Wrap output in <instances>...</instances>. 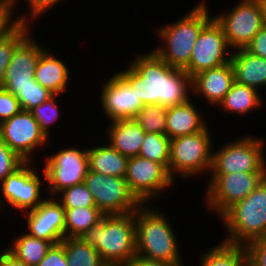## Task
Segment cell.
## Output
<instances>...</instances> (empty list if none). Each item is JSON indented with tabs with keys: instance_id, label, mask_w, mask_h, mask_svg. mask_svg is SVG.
<instances>
[{
	"instance_id": "cell-1",
	"label": "cell",
	"mask_w": 266,
	"mask_h": 266,
	"mask_svg": "<svg viewBox=\"0 0 266 266\" xmlns=\"http://www.w3.org/2000/svg\"><path fill=\"white\" fill-rule=\"evenodd\" d=\"M125 71L117 72L137 94L143 105L170 107L190 99L192 78L184 69L174 68L154 51L136 55Z\"/></svg>"
},
{
	"instance_id": "cell-21",
	"label": "cell",
	"mask_w": 266,
	"mask_h": 266,
	"mask_svg": "<svg viewBox=\"0 0 266 266\" xmlns=\"http://www.w3.org/2000/svg\"><path fill=\"white\" fill-rule=\"evenodd\" d=\"M196 104L187 102L167 107L166 135L169 139L200 132L207 127Z\"/></svg>"
},
{
	"instance_id": "cell-19",
	"label": "cell",
	"mask_w": 266,
	"mask_h": 266,
	"mask_svg": "<svg viewBox=\"0 0 266 266\" xmlns=\"http://www.w3.org/2000/svg\"><path fill=\"white\" fill-rule=\"evenodd\" d=\"M234 81V69L230 61L196 74L192 78V92L199 95L197 97L202 95L210 106L218 107Z\"/></svg>"
},
{
	"instance_id": "cell-7",
	"label": "cell",
	"mask_w": 266,
	"mask_h": 266,
	"mask_svg": "<svg viewBox=\"0 0 266 266\" xmlns=\"http://www.w3.org/2000/svg\"><path fill=\"white\" fill-rule=\"evenodd\" d=\"M264 146L262 138L252 135L228 142L213 151L210 173L266 172Z\"/></svg>"
},
{
	"instance_id": "cell-15",
	"label": "cell",
	"mask_w": 266,
	"mask_h": 266,
	"mask_svg": "<svg viewBox=\"0 0 266 266\" xmlns=\"http://www.w3.org/2000/svg\"><path fill=\"white\" fill-rule=\"evenodd\" d=\"M0 139L26 162H33V152L45 147L49 138L30 111L21 110L0 126Z\"/></svg>"
},
{
	"instance_id": "cell-16",
	"label": "cell",
	"mask_w": 266,
	"mask_h": 266,
	"mask_svg": "<svg viewBox=\"0 0 266 266\" xmlns=\"http://www.w3.org/2000/svg\"><path fill=\"white\" fill-rule=\"evenodd\" d=\"M27 36L14 50L6 68L2 88L16 95L19 89L32 84L36 65L45 48Z\"/></svg>"
},
{
	"instance_id": "cell-2",
	"label": "cell",
	"mask_w": 266,
	"mask_h": 266,
	"mask_svg": "<svg viewBox=\"0 0 266 266\" xmlns=\"http://www.w3.org/2000/svg\"><path fill=\"white\" fill-rule=\"evenodd\" d=\"M134 212L105 215L80 238L95 248L107 266H126L136 256Z\"/></svg>"
},
{
	"instance_id": "cell-36",
	"label": "cell",
	"mask_w": 266,
	"mask_h": 266,
	"mask_svg": "<svg viewBox=\"0 0 266 266\" xmlns=\"http://www.w3.org/2000/svg\"><path fill=\"white\" fill-rule=\"evenodd\" d=\"M26 161L0 139V183Z\"/></svg>"
},
{
	"instance_id": "cell-30",
	"label": "cell",
	"mask_w": 266,
	"mask_h": 266,
	"mask_svg": "<svg viewBox=\"0 0 266 266\" xmlns=\"http://www.w3.org/2000/svg\"><path fill=\"white\" fill-rule=\"evenodd\" d=\"M139 156L162 164L167 170L170 161V139L159 133H145Z\"/></svg>"
},
{
	"instance_id": "cell-3",
	"label": "cell",
	"mask_w": 266,
	"mask_h": 266,
	"mask_svg": "<svg viewBox=\"0 0 266 266\" xmlns=\"http://www.w3.org/2000/svg\"><path fill=\"white\" fill-rule=\"evenodd\" d=\"M161 213L148 204H142L134 211L136 255L150 260L182 264L176 233L169 219Z\"/></svg>"
},
{
	"instance_id": "cell-9",
	"label": "cell",
	"mask_w": 266,
	"mask_h": 266,
	"mask_svg": "<svg viewBox=\"0 0 266 266\" xmlns=\"http://www.w3.org/2000/svg\"><path fill=\"white\" fill-rule=\"evenodd\" d=\"M266 177V172L211 174L205 199L208 210L221 216L229 207L243 200Z\"/></svg>"
},
{
	"instance_id": "cell-10",
	"label": "cell",
	"mask_w": 266,
	"mask_h": 266,
	"mask_svg": "<svg viewBox=\"0 0 266 266\" xmlns=\"http://www.w3.org/2000/svg\"><path fill=\"white\" fill-rule=\"evenodd\" d=\"M221 25L232 51L245 48L264 27L259 0H241L228 13L213 16Z\"/></svg>"
},
{
	"instance_id": "cell-13",
	"label": "cell",
	"mask_w": 266,
	"mask_h": 266,
	"mask_svg": "<svg viewBox=\"0 0 266 266\" xmlns=\"http://www.w3.org/2000/svg\"><path fill=\"white\" fill-rule=\"evenodd\" d=\"M125 180L129 190L141 204L158 198L165 188L169 189L171 184H174V180L162 164L139 155L128 159Z\"/></svg>"
},
{
	"instance_id": "cell-23",
	"label": "cell",
	"mask_w": 266,
	"mask_h": 266,
	"mask_svg": "<svg viewBox=\"0 0 266 266\" xmlns=\"http://www.w3.org/2000/svg\"><path fill=\"white\" fill-rule=\"evenodd\" d=\"M231 63L235 82L259 91L266 86V59L249 53L245 48L232 51ZM264 86V87H263Z\"/></svg>"
},
{
	"instance_id": "cell-6",
	"label": "cell",
	"mask_w": 266,
	"mask_h": 266,
	"mask_svg": "<svg viewBox=\"0 0 266 266\" xmlns=\"http://www.w3.org/2000/svg\"><path fill=\"white\" fill-rule=\"evenodd\" d=\"M208 127L200 132L170 139V161L168 173L175 181V175L183 179L210 172L213 144Z\"/></svg>"
},
{
	"instance_id": "cell-46",
	"label": "cell",
	"mask_w": 266,
	"mask_h": 266,
	"mask_svg": "<svg viewBox=\"0 0 266 266\" xmlns=\"http://www.w3.org/2000/svg\"><path fill=\"white\" fill-rule=\"evenodd\" d=\"M13 0H0V2H12Z\"/></svg>"
},
{
	"instance_id": "cell-39",
	"label": "cell",
	"mask_w": 266,
	"mask_h": 266,
	"mask_svg": "<svg viewBox=\"0 0 266 266\" xmlns=\"http://www.w3.org/2000/svg\"><path fill=\"white\" fill-rule=\"evenodd\" d=\"M248 266H266V237L255 239L246 246Z\"/></svg>"
},
{
	"instance_id": "cell-8",
	"label": "cell",
	"mask_w": 266,
	"mask_h": 266,
	"mask_svg": "<svg viewBox=\"0 0 266 266\" xmlns=\"http://www.w3.org/2000/svg\"><path fill=\"white\" fill-rule=\"evenodd\" d=\"M84 184L93 195L96 207L104 215L129 214L142 205L129 190L125 178L88 170Z\"/></svg>"
},
{
	"instance_id": "cell-20",
	"label": "cell",
	"mask_w": 266,
	"mask_h": 266,
	"mask_svg": "<svg viewBox=\"0 0 266 266\" xmlns=\"http://www.w3.org/2000/svg\"><path fill=\"white\" fill-rule=\"evenodd\" d=\"M107 130L108 143L128 158L139 155L145 132L134 118L111 121Z\"/></svg>"
},
{
	"instance_id": "cell-12",
	"label": "cell",
	"mask_w": 266,
	"mask_h": 266,
	"mask_svg": "<svg viewBox=\"0 0 266 266\" xmlns=\"http://www.w3.org/2000/svg\"><path fill=\"white\" fill-rule=\"evenodd\" d=\"M231 54L232 50L227 44L224 31L213 17L202 28L194 44L189 64L184 70L193 78L200 72L230 62Z\"/></svg>"
},
{
	"instance_id": "cell-44",
	"label": "cell",
	"mask_w": 266,
	"mask_h": 266,
	"mask_svg": "<svg viewBox=\"0 0 266 266\" xmlns=\"http://www.w3.org/2000/svg\"><path fill=\"white\" fill-rule=\"evenodd\" d=\"M4 250L0 253V266H27L24 262L12 255L6 248Z\"/></svg>"
},
{
	"instance_id": "cell-34",
	"label": "cell",
	"mask_w": 266,
	"mask_h": 266,
	"mask_svg": "<svg viewBox=\"0 0 266 266\" xmlns=\"http://www.w3.org/2000/svg\"><path fill=\"white\" fill-rule=\"evenodd\" d=\"M52 95V92L45 87H42L33 78L32 84L19 89V92L15 96L18 99L22 110L30 111L34 107L41 105Z\"/></svg>"
},
{
	"instance_id": "cell-28",
	"label": "cell",
	"mask_w": 266,
	"mask_h": 266,
	"mask_svg": "<svg viewBox=\"0 0 266 266\" xmlns=\"http://www.w3.org/2000/svg\"><path fill=\"white\" fill-rule=\"evenodd\" d=\"M65 209V238H80L105 216L97 207Z\"/></svg>"
},
{
	"instance_id": "cell-29",
	"label": "cell",
	"mask_w": 266,
	"mask_h": 266,
	"mask_svg": "<svg viewBox=\"0 0 266 266\" xmlns=\"http://www.w3.org/2000/svg\"><path fill=\"white\" fill-rule=\"evenodd\" d=\"M60 243L64 246L68 266H107L98 251L82 238H64Z\"/></svg>"
},
{
	"instance_id": "cell-42",
	"label": "cell",
	"mask_w": 266,
	"mask_h": 266,
	"mask_svg": "<svg viewBox=\"0 0 266 266\" xmlns=\"http://www.w3.org/2000/svg\"><path fill=\"white\" fill-rule=\"evenodd\" d=\"M245 49L258 57L266 59V27L264 26L245 47Z\"/></svg>"
},
{
	"instance_id": "cell-24",
	"label": "cell",
	"mask_w": 266,
	"mask_h": 266,
	"mask_svg": "<svg viewBox=\"0 0 266 266\" xmlns=\"http://www.w3.org/2000/svg\"><path fill=\"white\" fill-rule=\"evenodd\" d=\"M89 170L114 177L125 178L128 157L116 151L109 143L87 148Z\"/></svg>"
},
{
	"instance_id": "cell-37",
	"label": "cell",
	"mask_w": 266,
	"mask_h": 266,
	"mask_svg": "<svg viewBox=\"0 0 266 266\" xmlns=\"http://www.w3.org/2000/svg\"><path fill=\"white\" fill-rule=\"evenodd\" d=\"M14 7L12 2H0V41L9 36L21 24L19 17L11 19L15 14Z\"/></svg>"
},
{
	"instance_id": "cell-17",
	"label": "cell",
	"mask_w": 266,
	"mask_h": 266,
	"mask_svg": "<svg viewBox=\"0 0 266 266\" xmlns=\"http://www.w3.org/2000/svg\"><path fill=\"white\" fill-rule=\"evenodd\" d=\"M23 216L28 224L29 235L53 244L65 238V209L55 197H48L37 208L25 212V215L23 213Z\"/></svg>"
},
{
	"instance_id": "cell-26",
	"label": "cell",
	"mask_w": 266,
	"mask_h": 266,
	"mask_svg": "<svg viewBox=\"0 0 266 266\" xmlns=\"http://www.w3.org/2000/svg\"><path fill=\"white\" fill-rule=\"evenodd\" d=\"M6 249L27 266H37L53 245L52 242L29 235L27 232L15 237Z\"/></svg>"
},
{
	"instance_id": "cell-33",
	"label": "cell",
	"mask_w": 266,
	"mask_h": 266,
	"mask_svg": "<svg viewBox=\"0 0 266 266\" xmlns=\"http://www.w3.org/2000/svg\"><path fill=\"white\" fill-rule=\"evenodd\" d=\"M57 195L61 197L57 200L63 208L96 207L93 195L84 183L65 188Z\"/></svg>"
},
{
	"instance_id": "cell-35",
	"label": "cell",
	"mask_w": 266,
	"mask_h": 266,
	"mask_svg": "<svg viewBox=\"0 0 266 266\" xmlns=\"http://www.w3.org/2000/svg\"><path fill=\"white\" fill-rule=\"evenodd\" d=\"M56 97H58V94H53L41 105L30 110L31 114L38 122L40 129L48 138L50 137V125L54 124L60 116L58 104L55 102V100H57Z\"/></svg>"
},
{
	"instance_id": "cell-38",
	"label": "cell",
	"mask_w": 266,
	"mask_h": 266,
	"mask_svg": "<svg viewBox=\"0 0 266 266\" xmlns=\"http://www.w3.org/2000/svg\"><path fill=\"white\" fill-rule=\"evenodd\" d=\"M21 110L22 108L16 96L0 87V123L12 118Z\"/></svg>"
},
{
	"instance_id": "cell-14",
	"label": "cell",
	"mask_w": 266,
	"mask_h": 266,
	"mask_svg": "<svg viewBox=\"0 0 266 266\" xmlns=\"http://www.w3.org/2000/svg\"><path fill=\"white\" fill-rule=\"evenodd\" d=\"M31 163L25 162L0 183V208L3 209V205L5 207L7 203L14 209L27 212L29 209L37 208L45 200L41 197L43 180L41 181V176L34 170Z\"/></svg>"
},
{
	"instance_id": "cell-31",
	"label": "cell",
	"mask_w": 266,
	"mask_h": 266,
	"mask_svg": "<svg viewBox=\"0 0 266 266\" xmlns=\"http://www.w3.org/2000/svg\"><path fill=\"white\" fill-rule=\"evenodd\" d=\"M134 119L145 133L166 135L167 107L159 104H146Z\"/></svg>"
},
{
	"instance_id": "cell-25",
	"label": "cell",
	"mask_w": 266,
	"mask_h": 266,
	"mask_svg": "<svg viewBox=\"0 0 266 266\" xmlns=\"http://www.w3.org/2000/svg\"><path fill=\"white\" fill-rule=\"evenodd\" d=\"M262 99L264 98H262L260 91L234 81L218 107L227 113L231 112L240 116L243 114L244 116L261 107Z\"/></svg>"
},
{
	"instance_id": "cell-5",
	"label": "cell",
	"mask_w": 266,
	"mask_h": 266,
	"mask_svg": "<svg viewBox=\"0 0 266 266\" xmlns=\"http://www.w3.org/2000/svg\"><path fill=\"white\" fill-rule=\"evenodd\" d=\"M220 217L228 232L223 242L246 246L255 239L266 237V177Z\"/></svg>"
},
{
	"instance_id": "cell-40",
	"label": "cell",
	"mask_w": 266,
	"mask_h": 266,
	"mask_svg": "<svg viewBox=\"0 0 266 266\" xmlns=\"http://www.w3.org/2000/svg\"><path fill=\"white\" fill-rule=\"evenodd\" d=\"M18 0H13L12 3L15 5L16 7V4ZM28 1L27 3H29V13L30 14H27L29 16V18H27L24 14V15H20V22L21 23H31L32 24V21L34 19H36L38 16L41 17V14L43 15L44 13H46V11H49V9L52 8L53 5H56L58 3H60L62 0H26ZM32 19V21H31ZM30 21V22H29Z\"/></svg>"
},
{
	"instance_id": "cell-4",
	"label": "cell",
	"mask_w": 266,
	"mask_h": 266,
	"mask_svg": "<svg viewBox=\"0 0 266 266\" xmlns=\"http://www.w3.org/2000/svg\"><path fill=\"white\" fill-rule=\"evenodd\" d=\"M178 21L156 28L157 35L164 41L153 51L168 65L184 69L191 59L194 44L202 28L213 18L205 1L199 2Z\"/></svg>"
},
{
	"instance_id": "cell-45",
	"label": "cell",
	"mask_w": 266,
	"mask_h": 266,
	"mask_svg": "<svg viewBox=\"0 0 266 266\" xmlns=\"http://www.w3.org/2000/svg\"><path fill=\"white\" fill-rule=\"evenodd\" d=\"M263 11V24L266 27V0H259Z\"/></svg>"
},
{
	"instance_id": "cell-11",
	"label": "cell",
	"mask_w": 266,
	"mask_h": 266,
	"mask_svg": "<svg viewBox=\"0 0 266 266\" xmlns=\"http://www.w3.org/2000/svg\"><path fill=\"white\" fill-rule=\"evenodd\" d=\"M45 164L44 182L50 196L57 197L63 189L84 183L89 170L87 149L63 148L47 158Z\"/></svg>"
},
{
	"instance_id": "cell-32",
	"label": "cell",
	"mask_w": 266,
	"mask_h": 266,
	"mask_svg": "<svg viewBox=\"0 0 266 266\" xmlns=\"http://www.w3.org/2000/svg\"><path fill=\"white\" fill-rule=\"evenodd\" d=\"M31 24L21 23L9 36L0 41V87L3 83L6 68L11 61L15 48L30 35Z\"/></svg>"
},
{
	"instance_id": "cell-41",
	"label": "cell",
	"mask_w": 266,
	"mask_h": 266,
	"mask_svg": "<svg viewBox=\"0 0 266 266\" xmlns=\"http://www.w3.org/2000/svg\"><path fill=\"white\" fill-rule=\"evenodd\" d=\"M37 266H68L64 246L61 243L53 244Z\"/></svg>"
},
{
	"instance_id": "cell-22",
	"label": "cell",
	"mask_w": 266,
	"mask_h": 266,
	"mask_svg": "<svg viewBox=\"0 0 266 266\" xmlns=\"http://www.w3.org/2000/svg\"><path fill=\"white\" fill-rule=\"evenodd\" d=\"M68 68L59 57H55L50 50L45 49L40 54L34 72V79L42 87H45L53 94L59 95L65 92L66 87H68L70 81Z\"/></svg>"
},
{
	"instance_id": "cell-18",
	"label": "cell",
	"mask_w": 266,
	"mask_h": 266,
	"mask_svg": "<svg viewBox=\"0 0 266 266\" xmlns=\"http://www.w3.org/2000/svg\"><path fill=\"white\" fill-rule=\"evenodd\" d=\"M111 77L103 84L99 97L103 111L112 121L135 118L144 106L137 94V88L132 89L117 72Z\"/></svg>"
},
{
	"instance_id": "cell-27",
	"label": "cell",
	"mask_w": 266,
	"mask_h": 266,
	"mask_svg": "<svg viewBox=\"0 0 266 266\" xmlns=\"http://www.w3.org/2000/svg\"><path fill=\"white\" fill-rule=\"evenodd\" d=\"M199 266H248L245 246L220 242L214 245L200 259Z\"/></svg>"
},
{
	"instance_id": "cell-43",
	"label": "cell",
	"mask_w": 266,
	"mask_h": 266,
	"mask_svg": "<svg viewBox=\"0 0 266 266\" xmlns=\"http://www.w3.org/2000/svg\"><path fill=\"white\" fill-rule=\"evenodd\" d=\"M126 266H183V264H173L161 260H150L136 255Z\"/></svg>"
}]
</instances>
